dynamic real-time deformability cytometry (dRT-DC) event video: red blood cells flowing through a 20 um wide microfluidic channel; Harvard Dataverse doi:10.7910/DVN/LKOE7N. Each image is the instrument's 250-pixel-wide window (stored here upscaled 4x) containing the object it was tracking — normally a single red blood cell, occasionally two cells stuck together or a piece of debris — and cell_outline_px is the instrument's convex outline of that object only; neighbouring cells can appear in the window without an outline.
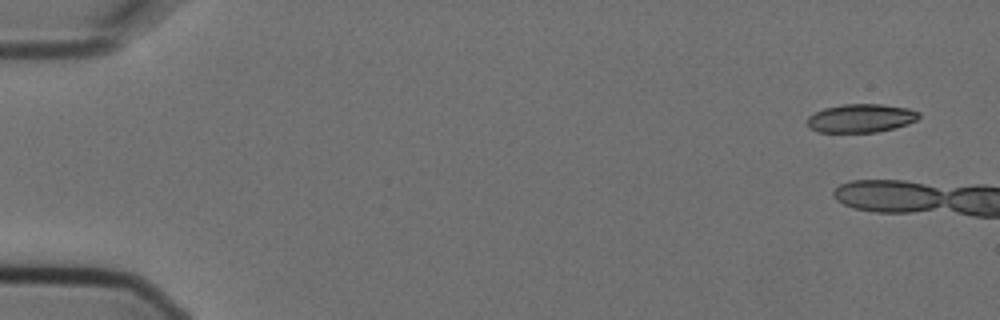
{"species": "Egyptian fruit bat (a non-hibernating species)", "species_latin": "Rousettus aegyptiacus", "temperature_condition": "cold", "stored_images_in_passage": 9, "camera_frame_rate_fps": 3000, "um_per_image_px": 0.085, "animal": {"sex": "female"}, "frame": {"image": 1, "passage_image": 1, "time_ms": 0.0, "image_size_px": [1000, 320], "cell_outline_px": [[920, 116], [916, 120], [908, 124], [876, 132], [816, 132], [808, 128], [808, 116], [824, 108], [844, 104], [884, 104], [908, 108], [920, 112]], "centroid_in_image_um": [73.17, 10.04], "position_along_channel_um": 11.8, "area_um2": 18.55}}
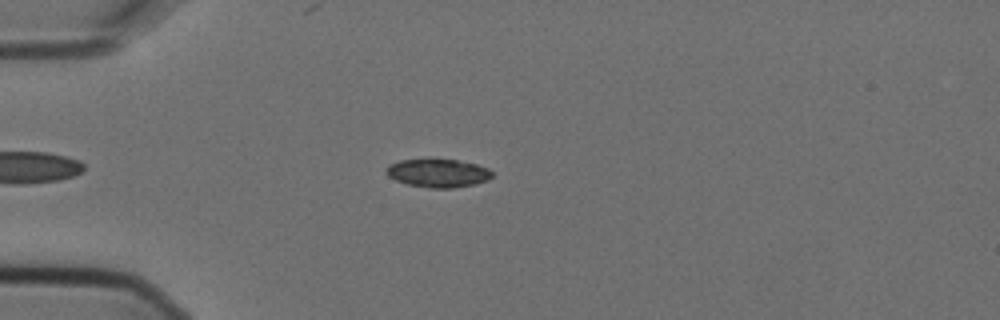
{"frame": {"image": 2, "passage_image": 6, "time_ms": 1.667, "image_size_px": [1000, 320], "cell_outline_px": [[492, 176], [488, 180], [476, 184], [452, 188], [432, 188], [408, 184], [396, 180], [388, 176], [384, 172], [384, 168], [388, 164], [400, 160], [428, 156], [456, 160], [476, 164], [488, 168], [492, 172]], "centroid_in_image_um": [37.17, 14.66], "position_along_channel_um": 47.8, "area_um2": 18.21}}
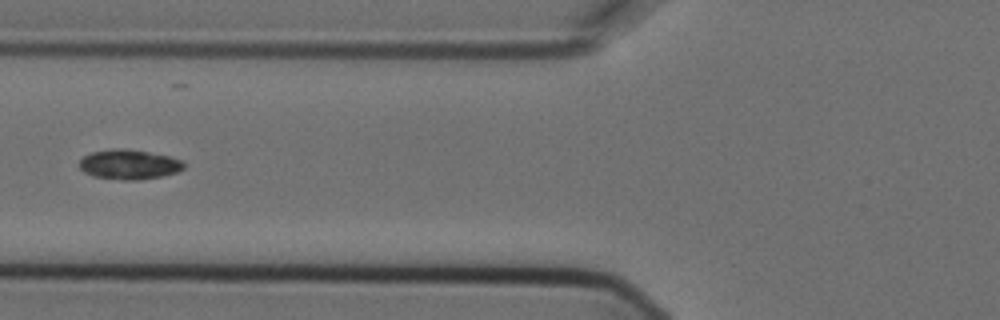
{"frame": {"image": 3, "passage_image": 8, "time_ms": 2.333, "image_size_px": [1000, 320], "cell_outline_px": [[184, 168], [176, 172], [160, 176], [136, 180], [124, 180], [92, 176], [84, 172], [80, 168], [80, 160], [84, 156], [92, 152], [112, 148], [120, 148], [148, 152], [168, 156], [180, 160], [184, 164]], "centroid_in_image_um": [10.93, 13.97], "position_along_channel_um": 114.9, "area_um2": 17.86}}